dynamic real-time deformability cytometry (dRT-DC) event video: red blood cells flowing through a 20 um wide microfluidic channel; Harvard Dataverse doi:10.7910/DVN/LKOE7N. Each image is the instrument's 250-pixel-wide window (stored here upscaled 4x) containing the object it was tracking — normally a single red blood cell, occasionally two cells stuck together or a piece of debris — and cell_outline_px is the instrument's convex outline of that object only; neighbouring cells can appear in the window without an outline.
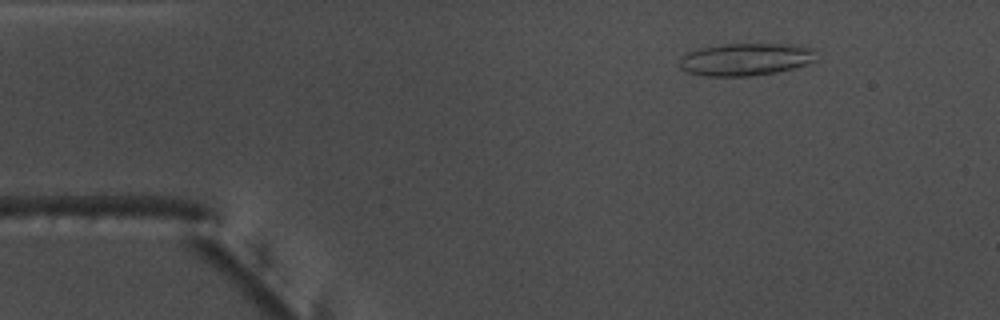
{"species": "common noctule bat (a hibernating species)", "species_latin": "Nyctalus noctula", "temperature_condition": "warm", "stored_images_in_passage": 47, "camera_frame_rate_fps": 3000, "um_per_image_px": 0.085, "animal": {"sex": "male", "body_mass_g": 17.5, "forearm_length_mm": 52.3}, "frame": {"image": 1, "passage_image": 1, "time_ms": 0.0, "image_size_px": [1000, 320], "cell_outline_px": [[816, 60], [808, 64], [776, 72], [748, 76], [704, 76], [688, 72], [680, 68], [680, 60], [688, 52], [696, 48], [720, 44], [792, 44], [816, 48]], "centroid_in_image_um": [63.41, 5.03], "position_along_channel_um": 21.6, "area_um2": 26.07}}
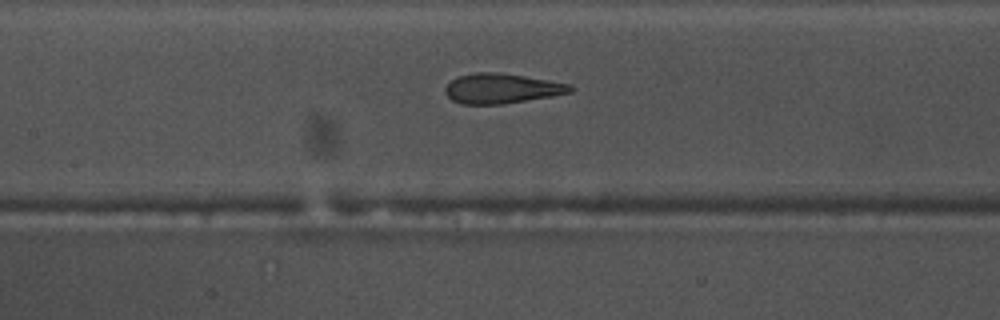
{"frame": {"image": 2, "passage_image": 18, "time_ms": 5.667, "image_size_px": [1000, 320], "cell_outline_px": [[576, 88], [572, 92], [552, 96], [504, 104], [460, 104], [452, 100], [444, 92], [444, 88], [456, 76], [476, 72], [500, 72], [524, 76], [568, 84]], "centroid_in_image_um": [42.61, 7.52], "position_along_channel_um": 164.8, "area_um2": 21.85}}
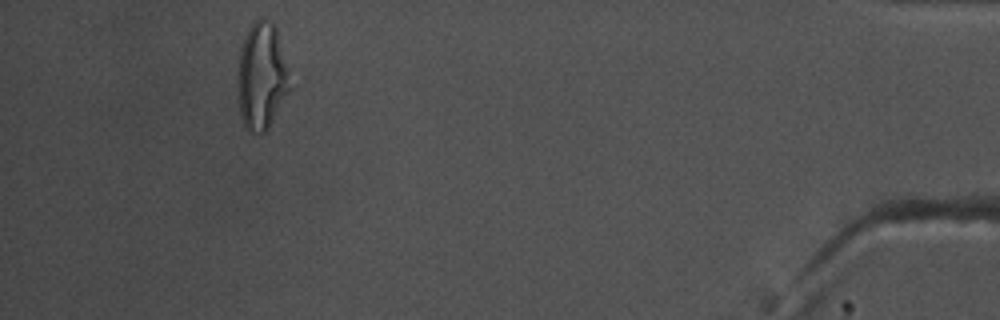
{"frame": {"image": 3, "passage_image": 43, "time_ms": 14.0, "image_size_px": [1000, 320], "cell_outline_px": [[288, 92], [268, 128], [260, 136], [248, 132], [244, 128], [240, 112], [236, 84], [240, 48], [244, 36], [252, 20], [260, 16], [264, 16], [272, 20], [276, 28], [288, 68]], "centroid_in_image_um": [22.19, 6.44], "position_along_channel_um": 413.0, "area_um2": 33.06}, "authors_computed_cell_mechanics": {"area_um2": 23.0622, "velocity_mm_per_s": 3.8051, "shape_relaxation_time_tau1_ms": 8.1023, "shape_relaxation_time_tau2_ms": 0.9059, "deformation_change_tau1": 0.2334, "deformation_change_tau2": 0.1079}}